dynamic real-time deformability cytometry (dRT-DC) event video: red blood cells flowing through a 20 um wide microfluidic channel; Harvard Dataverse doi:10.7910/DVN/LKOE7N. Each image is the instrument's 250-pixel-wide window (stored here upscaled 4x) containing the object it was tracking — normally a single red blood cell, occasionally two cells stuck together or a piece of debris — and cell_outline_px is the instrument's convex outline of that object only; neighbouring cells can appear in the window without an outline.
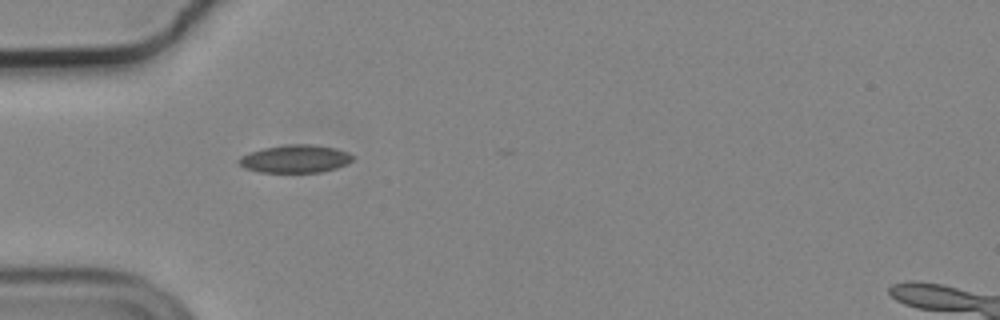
{"species": "common noctule bat (a hibernating species)", "species_latin": "Nyctalus noctula", "temperature_condition": "cold", "stored_images_in_passage": 5, "camera_frame_rate_fps": 3000, "um_per_image_px": 0.085, "animal": {"sex": "male", "body_mass_g": 19.2, "forearm_length_mm": 51.8}, "frame": {"image": 1, "passage_image": 1, "time_ms": 0.0, "image_size_px": [1000, 320], "cell_outline_px": [[352, 160], [348, 164], [336, 168], [320, 172], [260, 172], [244, 168], [236, 160], [240, 156], [264, 148], [288, 144], [312, 144], [336, 148], [348, 152], [352, 156]], "centroid_in_image_um": [25.1, 13.5], "position_along_channel_um": 59.9, "area_um2": 18.44}}